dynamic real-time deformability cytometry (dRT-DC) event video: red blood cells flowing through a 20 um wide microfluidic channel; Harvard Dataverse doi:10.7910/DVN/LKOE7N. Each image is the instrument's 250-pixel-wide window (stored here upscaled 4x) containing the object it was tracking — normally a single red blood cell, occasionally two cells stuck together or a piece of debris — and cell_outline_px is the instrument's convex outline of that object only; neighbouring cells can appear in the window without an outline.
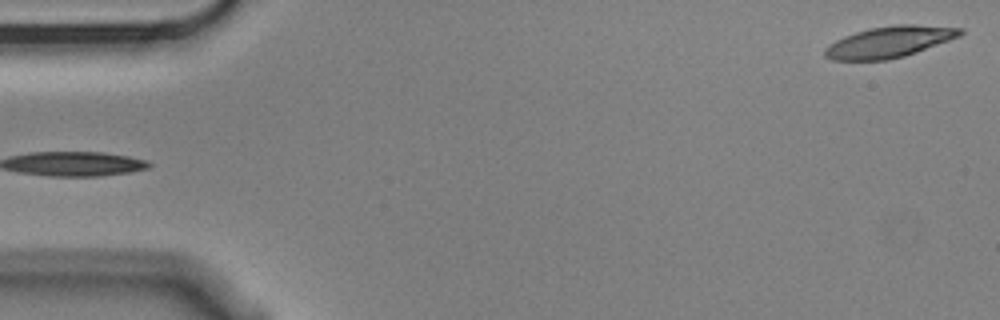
{"species": "Egyptian fruit bat (a non-hibernating species)", "species_latin": "Rousettus aegyptiacus", "temperature_condition": "cold", "stored_images_in_passage": 2, "camera_frame_rate_fps": 3000, "um_per_image_px": 0.085, "animal": {"sex": "male"}, "frame": {"image": 1, "passage_image": 2, "time_ms": 0.333, "image_size_px": [1000, 320], "cell_outline_px": [[964, 32], [960, 36], [916, 52], [904, 56], [884, 60], [832, 60], [824, 56], [824, 48], [828, 44], [844, 36], [856, 32], [872, 28], [896, 24], [912, 24], [964, 28]], "centroid_in_image_um": [75.58, 3.56], "position_along_channel_um": 9.4, "area_um2": 24.51}}